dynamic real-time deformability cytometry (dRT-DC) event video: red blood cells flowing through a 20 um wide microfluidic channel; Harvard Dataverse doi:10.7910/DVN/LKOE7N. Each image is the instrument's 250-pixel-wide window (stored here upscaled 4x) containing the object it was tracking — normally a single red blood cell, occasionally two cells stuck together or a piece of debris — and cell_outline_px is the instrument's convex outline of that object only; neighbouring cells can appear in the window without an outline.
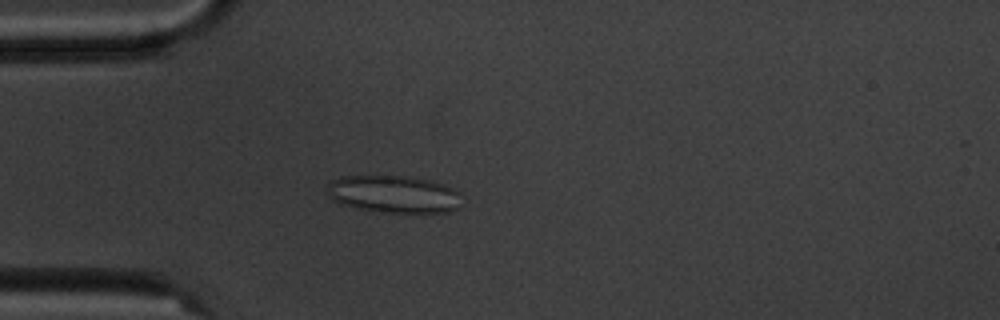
{"species": "common noctule bat (a hibernating species)", "species_latin": "Nyctalus noctula", "temperature_condition": "cold", "stored_images_in_passage": 4, "camera_frame_rate_fps": 3000, "um_per_image_px": 0.085, "animal": {"sex": "male", "body_mass_g": 20.1, "forearm_length_mm": 53.5}, "frame": {"image": 1, "passage_image": 4, "time_ms": 3.333, "image_size_px": [1000, 320], "cell_outline_px": [[460, 192], [456, 208], [452, 212], [384, 212], [360, 208], [340, 204], [332, 200], [328, 196], [328, 184], [332, 180], [340, 176], [408, 176], [428, 180], [444, 184]], "centroid_in_image_um": [33.43, 16.49], "position_along_channel_um": 51.6, "area_um2": 29.07}}